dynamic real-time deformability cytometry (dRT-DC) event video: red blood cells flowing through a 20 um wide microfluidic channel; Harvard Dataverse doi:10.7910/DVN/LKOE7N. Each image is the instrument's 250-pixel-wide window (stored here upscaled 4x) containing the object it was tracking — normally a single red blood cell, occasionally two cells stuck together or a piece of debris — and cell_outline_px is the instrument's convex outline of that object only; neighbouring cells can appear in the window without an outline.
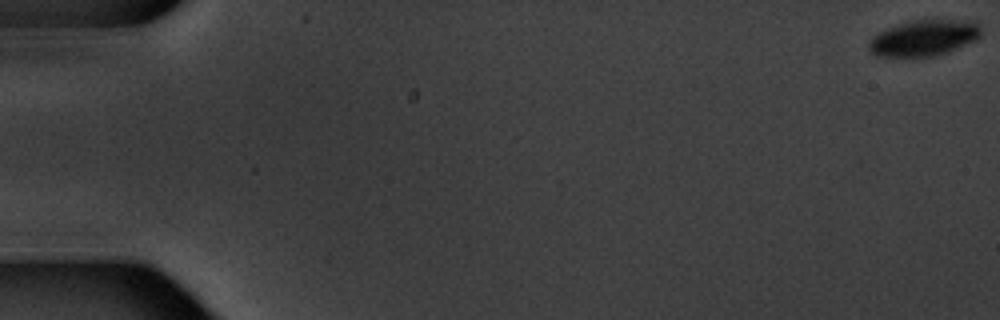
{"species": "common noctule bat (a hibernating species)", "species_latin": "Nyctalus noctula", "temperature_condition": "warm", "stored_images_in_passage": 6, "camera_frame_rate_fps": 3000, "um_per_image_px": 0.085, "animal": {"sex": "male", "body_mass_g": 20.1, "forearm_length_mm": 53.5}, "frame": {"image": 1, "passage_image": 1, "time_ms": 0.0, "image_size_px": [1000, 320], "cell_outline_px": [[980, 36], [976, 40], [948, 52], [932, 56], [876, 56], [868, 48], [868, 44], [872, 36], [880, 32], [900, 24], [916, 20], [976, 20], [980, 24]], "centroid_in_image_um": [78.58, 3.22], "position_along_channel_um": 6.4, "area_um2": 23.29}}
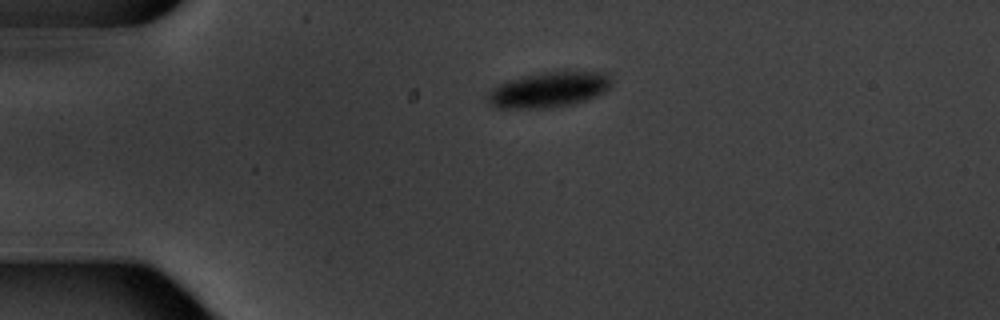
{"frame": {"image": 2, "passage_image": 5, "time_ms": 4.667, "image_size_px": [1000, 320], "cell_outline_px": [[612, 84], [608, 88], [584, 100], [568, 104], [544, 108], [496, 108], [488, 100], [488, 96], [500, 84], [508, 80], [540, 72], [564, 68], [604, 72], [608, 76]], "centroid_in_image_um": [46.69, 7.56], "position_along_channel_um": 38.3, "area_um2": 25.49}}